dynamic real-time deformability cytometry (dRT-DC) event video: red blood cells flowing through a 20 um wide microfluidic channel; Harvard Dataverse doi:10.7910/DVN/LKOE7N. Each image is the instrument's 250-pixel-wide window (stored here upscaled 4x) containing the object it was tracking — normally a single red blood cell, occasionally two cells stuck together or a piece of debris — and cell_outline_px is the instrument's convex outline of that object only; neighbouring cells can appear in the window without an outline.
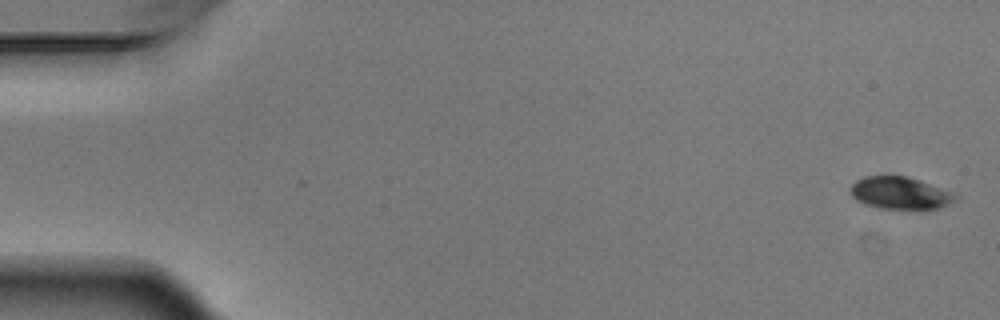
{"species": "Egyptian fruit bat (a non-hibernating species)", "species_latin": "Rousettus aegyptiacus", "temperature_condition": "warm", "stored_images_in_passage": 8, "camera_frame_rate_fps": 3000, "um_per_image_px": 0.085, "animal": {"sex": "male"}, "frame": {"image": 1, "passage_image": 1, "time_ms": 0.0, "image_size_px": [1000, 320], "cell_outline_px": [[960, 196], [956, 200], [940, 208], [920, 212], [880, 208], [864, 204], [856, 200], [848, 192], [848, 188], [856, 180], [864, 176], [888, 172], [920, 180]], "centroid_in_image_um": [76.46, 16.41], "position_along_channel_um": 8.5, "area_um2": 21.04}}
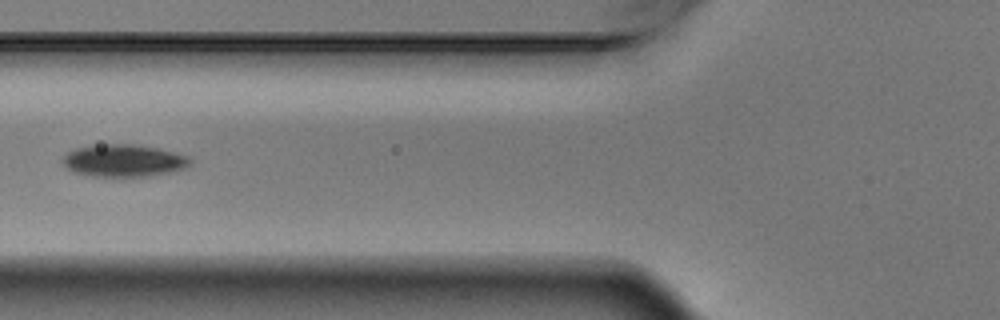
{"frame": {"image": 2, "passage_image": 6, "time_ms": 1.667, "image_size_px": [1000, 320], "cell_outline_px": [[192, 164], [188, 168], [172, 172], [124, 180], [92, 176], [72, 172], [64, 164], [64, 156], [68, 152], [76, 148], [104, 144], [132, 144], [156, 148], [188, 156], [192, 160]], "centroid_in_image_um": [10.56, 13.71], "position_along_channel_um": 115.2, "area_um2": 24.68}}
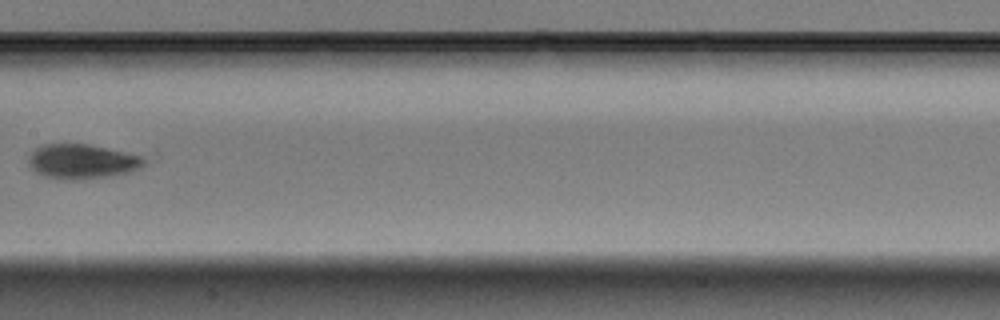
{"frame": {"image": 3, "passage_image": 8, "time_ms": 2.333, "image_size_px": [1000, 320], "cell_outline_px": [[148, 160], [140, 168], [132, 172], [112, 176], [80, 180], [60, 180], [44, 176], [28, 168], [28, 160], [32, 152], [36, 148], [44, 144], [88, 144], [144, 156]], "centroid_in_image_um": [6.99, 13.75], "position_along_channel_um": 200.4, "area_um2": 23.76}}